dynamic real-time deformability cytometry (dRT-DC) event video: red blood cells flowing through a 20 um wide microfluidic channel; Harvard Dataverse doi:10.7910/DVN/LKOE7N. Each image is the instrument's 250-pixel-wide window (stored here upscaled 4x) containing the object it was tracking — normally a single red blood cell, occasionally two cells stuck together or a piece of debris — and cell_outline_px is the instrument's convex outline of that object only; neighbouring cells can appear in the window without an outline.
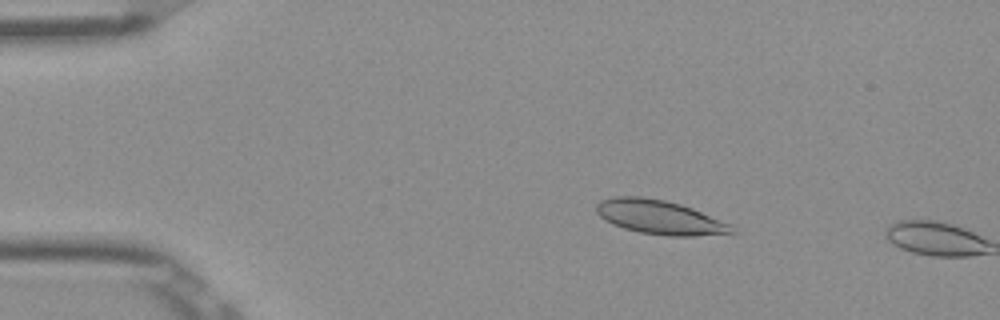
{"species": "Egyptian fruit bat (a non-hibernating species)", "species_latin": "Rousettus aegyptiacus", "temperature_condition": "room temperature", "stored_images_in_passage": 2, "camera_frame_rate_fps": 3000, "um_per_image_px": 0.085, "frame": {"image": 1, "passage_image": 1, "time_ms": 0.0, "image_size_px": [1000, 320], "cell_outline_px": [[740, 232], [692, 236], [668, 236], [640, 232], [624, 228], [612, 224], [604, 220], [596, 212], [596, 204], [600, 200], [616, 196], [644, 196], [664, 200], [680, 204], [692, 208], [732, 224]], "centroid_in_image_um": [56.09, 18.46], "position_along_channel_um": 28.9, "area_um2": 27.11}}